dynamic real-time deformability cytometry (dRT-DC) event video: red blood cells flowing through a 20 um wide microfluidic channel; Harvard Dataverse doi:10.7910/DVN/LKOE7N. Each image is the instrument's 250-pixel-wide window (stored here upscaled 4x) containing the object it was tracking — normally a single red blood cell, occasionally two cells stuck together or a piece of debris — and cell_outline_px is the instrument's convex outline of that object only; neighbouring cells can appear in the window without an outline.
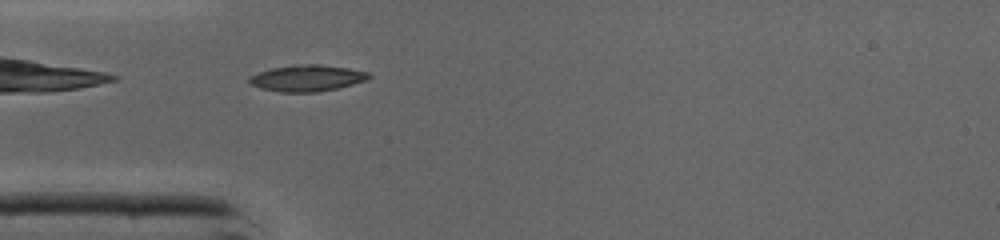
{"species": "common noctule bat (a hibernating species)", "species_latin": "Nyctalus noctula", "temperature_condition": "cold", "stored_images_in_passage": 31, "camera_frame_rate_fps": 3000, "um_per_image_px": 0.085, "animal": {"sex": "male", "body_mass_g": 19.0, "forearm_length_mm": 50.8}, "frame": {"image": 1, "passage_image": 1, "time_ms": 0.0, "image_size_px": [1000, 240], "cell_outline_px": [[372, 76], [364, 80], [352, 84], [336, 88], [316, 92], [280, 92], [260, 88], [252, 84], [248, 80], [248, 76], [272, 68], [292, 64], [316, 64], [348, 68], [372, 72]], "centroid_in_image_um": [26.1, 6.63], "position_along_channel_um": 58.9, "area_um2": 18.32}}
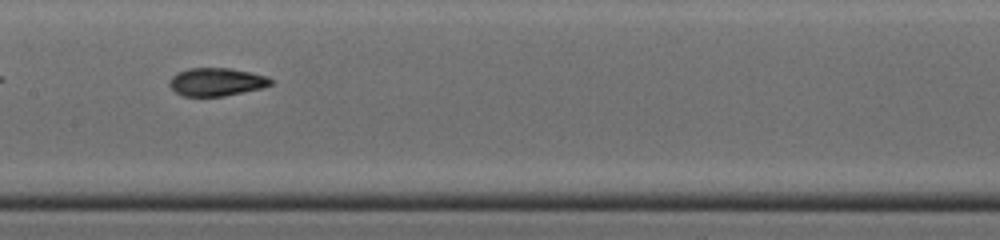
{"frame": {"image": 2, "passage_image": 10, "time_ms": 3.0, "image_size_px": [1000, 240], "cell_outline_px": [[272, 84], [264, 88], [224, 96], [184, 96], [176, 92], [168, 84], [172, 76], [176, 72], [188, 68], [228, 68], [268, 76], [272, 80]], "centroid_in_image_um": [18.4, 6.96], "position_along_channel_um": 189.0, "area_um2": 16.59}}
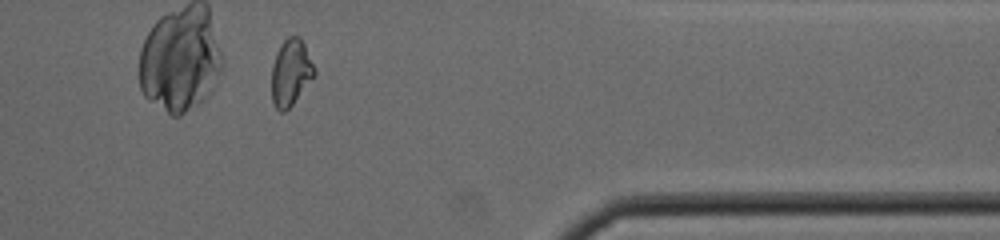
{"frame": {"image": 3, "passage_image": 25, "time_ms": 8.0, "image_size_px": [1000, 240], "cell_outline_px": [[316, 72], [292, 104], [284, 112], [280, 112], [276, 108], [272, 100], [272, 64], [276, 52], [280, 44], [288, 36], [300, 36], [316, 68]], "centroid_in_image_um": [24.7, 6.12], "position_along_channel_um": 386.7, "area_um2": 16.42}, "authors_computed_cell_mechanics": {"area_um2": 16.8198, "velocity_mm_per_s": 4.3823, "shape_relaxation_time_tau1_ms": 9.8751, "shape_relaxation_time_tau2_ms": 1.2618, "deformation_change_tau1": 0.2615, "deformation_change_tau2": 0.0603}}